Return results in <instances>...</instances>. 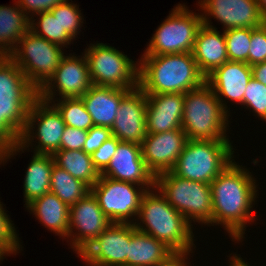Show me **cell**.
<instances>
[{
	"instance_id": "cell-5",
	"label": "cell",
	"mask_w": 266,
	"mask_h": 266,
	"mask_svg": "<svg viewBox=\"0 0 266 266\" xmlns=\"http://www.w3.org/2000/svg\"><path fill=\"white\" fill-rule=\"evenodd\" d=\"M230 141L187 140L170 172L181 178L210 184L234 159Z\"/></svg>"
},
{
	"instance_id": "cell-22",
	"label": "cell",
	"mask_w": 266,
	"mask_h": 266,
	"mask_svg": "<svg viewBox=\"0 0 266 266\" xmlns=\"http://www.w3.org/2000/svg\"><path fill=\"white\" fill-rule=\"evenodd\" d=\"M192 53L199 70L207 77L229 61L224 32L217 31L211 22H203L197 32Z\"/></svg>"
},
{
	"instance_id": "cell-28",
	"label": "cell",
	"mask_w": 266,
	"mask_h": 266,
	"mask_svg": "<svg viewBox=\"0 0 266 266\" xmlns=\"http://www.w3.org/2000/svg\"><path fill=\"white\" fill-rule=\"evenodd\" d=\"M55 164L71 176L86 183L90 188L99 180L91 155L83 150H58L53 154Z\"/></svg>"
},
{
	"instance_id": "cell-3",
	"label": "cell",
	"mask_w": 266,
	"mask_h": 266,
	"mask_svg": "<svg viewBox=\"0 0 266 266\" xmlns=\"http://www.w3.org/2000/svg\"><path fill=\"white\" fill-rule=\"evenodd\" d=\"M137 219L133 223L137 230L163 242L174 253H192L194 227L156 187L143 194Z\"/></svg>"
},
{
	"instance_id": "cell-6",
	"label": "cell",
	"mask_w": 266,
	"mask_h": 266,
	"mask_svg": "<svg viewBox=\"0 0 266 266\" xmlns=\"http://www.w3.org/2000/svg\"><path fill=\"white\" fill-rule=\"evenodd\" d=\"M36 97L23 71L8 56H0V121L18 139Z\"/></svg>"
},
{
	"instance_id": "cell-19",
	"label": "cell",
	"mask_w": 266,
	"mask_h": 266,
	"mask_svg": "<svg viewBox=\"0 0 266 266\" xmlns=\"http://www.w3.org/2000/svg\"><path fill=\"white\" fill-rule=\"evenodd\" d=\"M146 109V94L139 87L131 90L120 102L112 135L120 141L141 145L147 135Z\"/></svg>"
},
{
	"instance_id": "cell-39",
	"label": "cell",
	"mask_w": 266,
	"mask_h": 266,
	"mask_svg": "<svg viewBox=\"0 0 266 266\" xmlns=\"http://www.w3.org/2000/svg\"><path fill=\"white\" fill-rule=\"evenodd\" d=\"M88 131L66 126L61 137V150H82Z\"/></svg>"
},
{
	"instance_id": "cell-30",
	"label": "cell",
	"mask_w": 266,
	"mask_h": 266,
	"mask_svg": "<svg viewBox=\"0 0 266 266\" xmlns=\"http://www.w3.org/2000/svg\"><path fill=\"white\" fill-rule=\"evenodd\" d=\"M55 101H57V103ZM55 101L47 102H53L52 104L60 112L66 126L87 131L94 126L92 118L86 111L81 98H59Z\"/></svg>"
},
{
	"instance_id": "cell-42",
	"label": "cell",
	"mask_w": 266,
	"mask_h": 266,
	"mask_svg": "<svg viewBox=\"0 0 266 266\" xmlns=\"http://www.w3.org/2000/svg\"><path fill=\"white\" fill-rule=\"evenodd\" d=\"M188 255H190V253H173L164 262L155 266H189L186 260L188 259Z\"/></svg>"
},
{
	"instance_id": "cell-13",
	"label": "cell",
	"mask_w": 266,
	"mask_h": 266,
	"mask_svg": "<svg viewBox=\"0 0 266 266\" xmlns=\"http://www.w3.org/2000/svg\"><path fill=\"white\" fill-rule=\"evenodd\" d=\"M92 85L85 55L80 58L71 53L61 59L55 73L37 92V96L44 101H54L57 95L54 93L58 91L61 99L81 98Z\"/></svg>"
},
{
	"instance_id": "cell-4",
	"label": "cell",
	"mask_w": 266,
	"mask_h": 266,
	"mask_svg": "<svg viewBox=\"0 0 266 266\" xmlns=\"http://www.w3.org/2000/svg\"><path fill=\"white\" fill-rule=\"evenodd\" d=\"M228 114L211 87L202 86L184 93L181 129L188 140L230 141L226 130Z\"/></svg>"
},
{
	"instance_id": "cell-40",
	"label": "cell",
	"mask_w": 266,
	"mask_h": 266,
	"mask_svg": "<svg viewBox=\"0 0 266 266\" xmlns=\"http://www.w3.org/2000/svg\"><path fill=\"white\" fill-rule=\"evenodd\" d=\"M65 1L66 0H17L16 3L30 19H34L36 14L51 11L56 5Z\"/></svg>"
},
{
	"instance_id": "cell-2",
	"label": "cell",
	"mask_w": 266,
	"mask_h": 266,
	"mask_svg": "<svg viewBox=\"0 0 266 266\" xmlns=\"http://www.w3.org/2000/svg\"><path fill=\"white\" fill-rule=\"evenodd\" d=\"M138 60L139 88L145 94H184L206 82L192 52L142 56Z\"/></svg>"
},
{
	"instance_id": "cell-16",
	"label": "cell",
	"mask_w": 266,
	"mask_h": 266,
	"mask_svg": "<svg viewBox=\"0 0 266 266\" xmlns=\"http://www.w3.org/2000/svg\"><path fill=\"white\" fill-rule=\"evenodd\" d=\"M101 176L145 186L146 190L155 187V176L146 166L141 145L136 143L120 141Z\"/></svg>"
},
{
	"instance_id": "cell-23",
	"label": "cell",
	"mask_w": 266,
	"mask_h": 266,
	"mask_svg": "<svg viewBox=\"0 0 266 266\" xmlns=\"http://www.w3.org/2000/svg\"><path fill=\"white\" fill-rule=\"evenodd\" d=\"M130 91L112 86L92 85L81 99L93 124L111 129L120 102Z\"/></svg>"
},
{
	"instance_id": "cell-36",
	"label": "cell",
	"mask_w": 266,
	"mask_h": 266,
	"mask_svg": "<svg viewBox=\"0 0 266 266\" xmlns=\"http://www.w3.org/2000/svg\"><path fill=\"white\" fill-rule=\"evenodd\" d=\"M266 62V24L251 28V44L249 48L248 65Z\"/></svg>"
},
{
	"instance_id": "cell-27",
	"label": "cell",
	"mask_w": 266,
	"mask_h": 266,
	"mask_svg": "<svg viewBox=\"0 0 266 266\" xmlns=\"http://www.w3.org/2000/svg\"><path fill=\"white\" fill-rule=\"evenodd\" d=\"M14 4V7L0 5V56H8L30 30V18Z\"/></svg>"
},
{
	"instance_id": "cell-33",
	"label": "cell",
	"mask_w": 266,
	"mask_h": 266,
	"mask_svg": "<svg viewBox=\"0 0 266 266\" xmlns=\"http://www.w3.org/2000/svg\"><path fill=\"white\" fill-rule=\"evenodd\" d=\"M51 12L54 17H58L62 30H65L72 39H76L75 37L79 34L81 26H83L82 23H84L81 10H79L77 4L66 0L51 9Z\"/></svg>"
},
{
	"instance_id": "cell-26",
	"label": "cell",
	"mask_w": 266,
	"mask_h": 266,
	"mask_svg": "<svg viewBox=\"0 0 266 266\" xmlns=\"http://www.w3.org/2000/svg\"><path fill=\"white\" fill-rule=\"evenodd\" d=\"M55 164L53 155L34 153L24 178L26 207L34 200L50 192L51 172Z\"/></svg>"
},
{
	"instance_id": "cell-25",
	"label": "cell",
	"mask_w": 266,
	"mask_h": 266,
	"mask_svg": "<svg viewBox=\"0 0 266 266\" xmlns=\"http://www.w3.org/2000/svg\"><path fill=\"white\" fill-rule=\"evenodd\" d=\"M44 227L56 235L68 237L70 207L54 193L48 192L31 202L27 207Z\"/></svg>"
},
{
	"instance_id": "cell-17",
	"label": "cell",
	"mask_w": 266,
	"mask_h": 266,
	"mask_svg": "<svg viewBox=\"0 0 266 266\" xmlns=\"http://www.w3.org/2000/svg\"><path fill=\"white\" fill-rule=\"evenodd\" d=\"M180 128L161 133H147L141 143V153L147 168L154 176L170 171L187 142Z\"/></svg>"
},
{
	"instance_id": "cell-44",
	"label": "cell",
	"mask_w": 266,
	"mask_h": 266,
	"mask_svg": "<svg viewBox=\"0 0 266 266\" xmlns=\"http://www.w3.org/2000/svg\"><path fill=\"white\" fill-rule=\"evenodd\" d=\"M237 255V256H236ZM229 266H250L249 263H245L242 257H239L238 254H233V256H230L229 258ZM231 261V262H230Z\"/></svg>"
},
{
	"instance_id": "cell-14",
	"label": "cell",
	"mask_w": 266,
	"mask_h": 266,
	"mask_svg": "<svg viewBox=\"0 0 266 266\" xmlns=\"http://www.w3.org/2000/svg\"><path fill=\"white\" fill-rule=\"evenodd\" d=\"M111 224L112 222L101 210L93 193L88 192L77 203L70 206L67 238L71 240V248L75 249V253L79 255Z\"/></svg>"
},
{
	"instance_id": "cell-34",
	"label": "cell",
	"mask_w": 266,
	"mask_h": 266,
	"mask_svg": "<svg viewBox=\"0 0 266 266\" xmlns=\"http://www.w3.org/2000/svg\"><path fill=\"white\" fill-rule=\"evenodd\" d=\"M243 105H246L248 109L266 121V85L252 78L247 84L244 97Z\"/></svg>"
},
{
	"instance_id": "cell-31",
	"label": "cell",
	"mask_w": 266,
	"mask_h": 266,
	"mask_svg": "<svg viewBox=\"0 0 266 266\" xmlns=\"http://www.w3.org/2000/svg\"><path fill=\"white\" fill-rule=\"evenodd\" d=\"M39 20L30 19V30L37 36L43 37L51 43L57 44L64 48L70 45L73 39L62 30L58 17H54L51 11L36 14Z\"/></svg>"
},
{
	"instance_id": "cell-15",
	"label": "cell",
	"mask_w": 266,
	"mask_h": 266,
	"mask_svg": "<svg viewBox=\"0 0 266 266\" xmlns=\"http://www.w3.org/2000/svg\"><path fill=\"white\" fill-rule=\"evenodd\" d=\"M130 223H112L79 255L89 266H128Z\"/></svg>"
},
{
	"instance_id": "cell-12",
	"label": "cell",
	"mask_w": 266,
	"mask_h": 266,
	"mask_svg": "<svg viewBox=\"0 0 266 266\" xmlns=\"http://www.w3.org/2000/svg\"><path fill=\"white\" fill-rule=\"evenodd\" d=\"M90 191L112 223L133 224L139 212L142 196L147 190L141 185L100 175Z\"/></svg>"
},
{
	"instance_id": "cell-43",
	"label": "cell",
	"mask_w": 266,
	"mask_h": 266,
	"mask_svg": "<svg viewBox=\"0 0 266 266\" xmlns=\"http://www.w3.org/2000/svg\"><path fill=\"white\" fill-rule=\"evenodd\" d=\"M251 68L253 78L266 85V62L254 64Z\"/></svg>"
},
{
	"instance_id": "cell-45",
	"label": "cell",
	"mask_w": 266,
	"mask_h": 266,
	"mask_svg": "<svg viewBox=\"0 0 266 266\" xmlns=\"http://www.w3.org/2000/svg\"><path fill=\"white\" fill-rule=\"evenodd\" d=\"M257 5L259 8L263 23L266 24V0H257Z\"/></svg>"
},
{
	"instance_id": "cell-9",
	"label": "cell",
	"mask_w": 266,
	"mask_h": 266,
	"mask_svg": "<svg viewBox=\"0 0 266 266\" xmlns=\"http://www.w3.org/2000/svg\"><path fill=\"white\" fill-rule=\"evenodd\" d=\"M62 47L29 30L8 57L23 71L38 92L53 76L65 56Z\"/></svg>"
},
{
	"instance_id": "cell-11",
	"label": "cell",
	"mask_w": 266,
	"mask_h": 266,
	"mask_svg": "<svg viewBox=\"0 0 266 266\" xmlns=\"http://www.w3.org/2000/svg\"><path fill=\"white\" fill-rule=\"evenodd\" d=\"M202 24L201 14L178 4L158 26L142 56L192 52Z\"/></svg>"
},
{
	"instance_id": "cell-21",
	"label": "cell",
	"mask_w": 266,
	"mask_h": 266,
	"mask_svg": "<svg viewBox=\"0 0 266 266\" xmlns=\"http://www.w3.org/2000/svg\"><path fill=\"white\" fill-rule=\"evenodd\" d=\"M147 133H161L180 129L184 109V94H146Z\"/></svg>"
},
{
	"instance_id": "cell-20",
	"label": "cell",
	"mask_w": 266,
	"mask_h": 266,
	"mask_svg": "<svg viewBox=\"0 0 266 266\" xmlns=\"http://www.w3.org/2000/svg\"><path fill=\"white\" fill-rule=\"evenodd\" d=\"M251 78L252 68L247 63L228 61L210 73L206 77V83L219 99L223 109L229 113L227 103L222 98L243 105L244 93Z\"/></svg>"
},
{
	"instance_id": "cell-1",
	"label": "cell",
	"mask_w": 266,
	"mask_h": 266,
	"mask_svg": "<svg viewBox=\"0 0 266 266\" xmlns=\"http://www.w3.org/2000/svg\"><path fill=\"white\" fill-rule=\"evenodd\" d=\"M212 191V226L223 225L232 240L242 242L247 222L257 198V184L251 172L234 160L210 183ZM254 219V220H253Z\"/></svg>"
},
{
	"instance_id": "cell-10",
	"label": "cell",
	"mask_w": 266,
	"mask_h": 266,
	"mask_svg": "<svg viewBox=\"0 0 266 266\" xmlns=\"http://www.w3.org/2000/svg\"><path fill=\"white\" fill-rule=\"evenodd\" d=\"M91 45V46H90ZM84 51L93 85L133 90L139 87V60L106 43L90 44Z\"/></svg>"
},
{
	"instance_id": "cell-29",
	"label": "cell",
	"mask_w": 266,
	"mask_h": 266,
	"mask_svg": "<svg viewBox=\"0 0 266 266\" xmlns=\"http://www.w3.org/2000/svg\"><path fill=\"white\" fill-rule=\"evenodd\" d=\"M50 192L70 207L90 192V187L54 164L51 172Z\"/></svg>"
},
{
	"instance_id": "cell-18",
	"label": "cell",
	"mask_w": 266,
	"mask_h": 266,
	"mask_svg": "<svg viewBox=\"0 0 266 266\" xmlns=\"http://www.w3.org/2000/svg\"><path fill=\"white\" fill-rule=\"evenodd\" d=\"M203 22L220 21L226 29L258 28L263 24L257 0H199ZM210 16V17H208Z\"/></svg>"
},
{
	"instance_id": "cell-8",
	"label": "cell",
	"mask_w": 266,
	"mask_h": 266,
	"mask_svg": "<svg viewBox=\"0 0 266 266\" xmlns=\"http://www.w3.org/2000/svg\"><path fill=\"white\" fill-rule=\"evenodd\" d=\"M155 187L190 224L193 221L212 225L210 184L184 179L167 171L155 176Z\"/></svg>"
},
{
	"instance_id": "cell-7",
	"label": "cell",
	"mask_w": 266,
	"mask_h": 266,
	"mask_svg": "<svg viewBox=\"0 0 266 266\" xmlns=\"http://www.w3.org/2000/svg\"><path fill=\"white\" fill-rule=\"evenodd\" d=\"M65 127V122L57 108L37 96L31 103L25 128L18 143L2 154L4 161L7 162L17 152L24 153L23 150L34 144L32 143L34 138H37L38 141L34 153L53 155L56 151L61 150V137Z\"/></svg>"
},
{
	"instance_id": "cell-41",
	"label": "cell",
	"mask_w": 266,
	"mask_h": 266,
	"mask_svg": "<svg viewBox=\"0 0 266 266\" xmlns=\"http://www.w3.org/2000/svg\"><path fill=\"white\" fill-rule=\"evenodd\" d=\"M18 138L0 121V154H4L18 143Z\"/></svg>"
},
{
	"instance_id": "cell-35",
	"label": "cell",
	"mask_w": 266,
	"mask_h": 266,
	"mask_svg": "<svg viewBox=\"0 0 266 266\" xmlns=\"http://www.w3.org/2000/svg\"><path fill=\"white\" fill-rule=\"evenodd\" d=\"M3 204L0 202V243L11 253L16 255L21 244L15 226L8 217Z\"/></svg>"
},
{
	"instance_id": "cell-47",
	"label": "cell",
	"mask_w": 266,
	"mask_h": 266,
	"mask_svg": "<svg viewBox=\"0 0 266 266\" xmlns=\"http://www.w3.org/2000/svg\"><path fill=\"white\" fill-rule=\"evenodd\" d=\"M5 161H4V159H3V156H2V154H0V164H2V163H4Z\"/></svg>"
},
{
	"instance_id": "cell-32",
	"label": "cell",
	"mask_w": 266,
	"mask_h": 266,
	"mask_svg": "<svg viewBox=\"0 0 266 266\" xmlns=\"http://www.w3.org/2000/svg\"><path fill=\"white\" fill-rule=\"evenodd\" d=\"M223 32L225 35L228 60L248 64L251 28L226 29Z\"/></svg>"
},
{
	"instance_id": "cell-46",
	"label": "cell",
	"mask_w": 266,
	"mask_h": 266,
	"mask_svg": "<svg viewBox=\"0 0 266 266\" xmlns=\"http://www.w3.org/2000/svg\"><path fill=\"white\" fill-rule=\"evenodd\" d=\"M6 254L9 256L11 253L0 243V261H3Z\"/></svg>"
},
{
	"instance_id": "cell-38",
	"label": "cell",
	"mask_w": 266,
	"mask_h": 266,
	"mask_svg": "<svg viewBox=\"0 0 266 266\" xmlns=\"http://www.w3.org/2000/svg\"><path fill=\"white\" fill-rule=\"evenodd\" d=\"M112 131L108 127H102V126H92L88 130V134L83 146V151L88 154H92L94 151H96L102 144L111 138Z\"/></svg>"
},
{
	"instance_id": "cell-24",
	"label": "cell",
	"mask_w": 266,
	"mask_h": 266,
	"mask_svg": "<svg viewBox=\"0 0 266 266\" xmlns=\"http://www.w3.org/2000/svg\"><path fill=\"white\" fill-rule=\"evenodd\" d=\"M173 253L163 242L137 230L134 224L130 223L128 266H155Z\"/></svg>"
},
{
	"instance_id": "cell-37",
	"label": "cell",
	"mask_w": 266,
	"mask_h": 266,
	"mask_svg": "<svg viewBox=\"0 0 266 266\" xmlns=\"http://www.w3.org/2000/svg\"><path fill=\"white\" fill-rule=\"evenodd\" d=\"M120 142L115 136H112L106 140L102 146L91 154V159L95 168L101 174L109 165L111 158L113 157L118 143Z\"/></svg>"
}]
</instances>
